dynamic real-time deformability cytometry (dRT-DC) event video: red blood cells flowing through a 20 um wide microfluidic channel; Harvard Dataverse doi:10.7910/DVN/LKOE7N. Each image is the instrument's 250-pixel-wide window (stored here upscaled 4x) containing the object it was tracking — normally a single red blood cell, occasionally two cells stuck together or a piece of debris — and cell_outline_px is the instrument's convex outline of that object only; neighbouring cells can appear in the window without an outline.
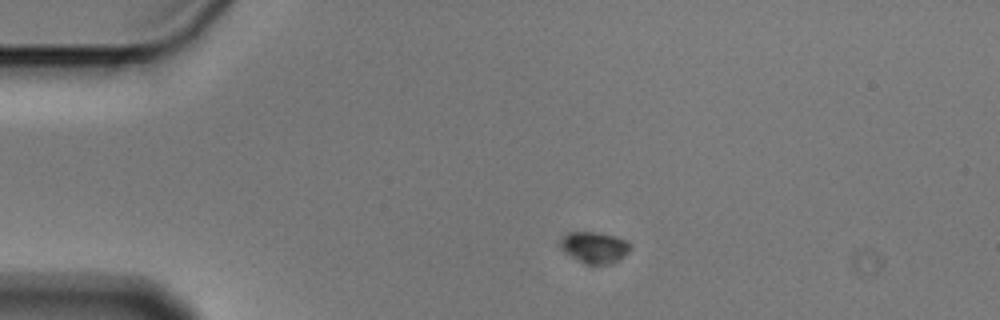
{"species": "Egyptian fruit bat (a non-hibernating species)", "species_latin": "Rousettus aegyptiacus", "temperature_condition": "cold", "stored_images_in_passage": 5, "camera_frame_rate_fps": 3000, "um_per_image_px": 0.085, "animal": {"sex": "male"}, "frame": {"image": 1, "passage_image": 1, "time_ms": 0.0, "image_size_px": [1000, 320], "cell_outline_px": [[628, 252], [624, 256], [612, 264], [584, 264], [560, 248], [560, 240], [568, 232], [592, 232], [616, 236], [628, 240]], "centroid_in_image_um": [50.53, 21.03], "position_along_channel_um": 34.5, "area_um2": 12.6}}
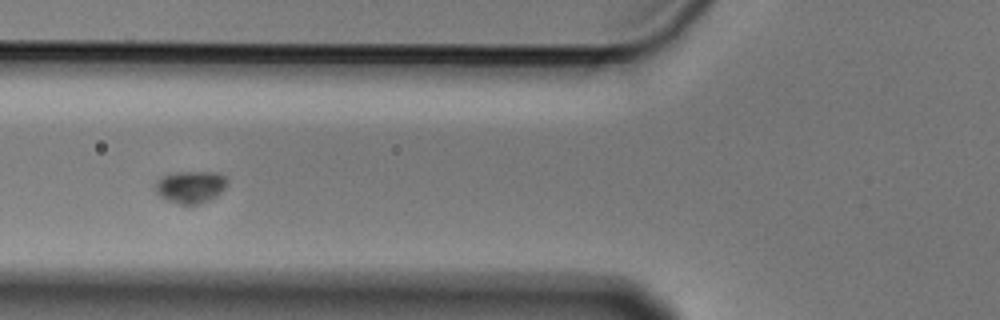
{"frame": {"image": 2, "passage_image": 4, "time_ms": 1.0, "image_size_px": [1000, 320], "cell_outline_px": [[228, 184], [216, 196], [208, 200], [196, 204], [180, 204], [168, 200], [160, 196], [156, 192], [156, 180], [160, 176], [176, 172], [216, 172], [224, 176], [228, 180]], "centroid_in_image_um": [16.19, 15.87], "position_along_channel_um": 109.6, "area_um2": 13.41}}
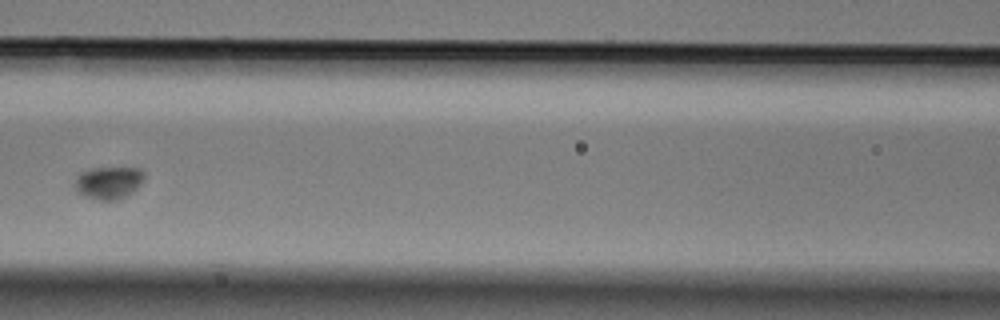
{"frame": {"image": 3, "passage_image": 5, "time_ms": 1.333, "image_size_px": [1000, 320], "cell_outline_px": [[144, 176], [140, 184], [132, 192], [124, 196], [112, 200], [100, 200], [84, 196], [76, 188], [76, 180], [80, 172], [92, 168], [140, 168], [144, 172]], "centroid_in_image_um": [9.24, 15.51], "position_along_channel_um": 157.4, "area_um2": 12.77}}